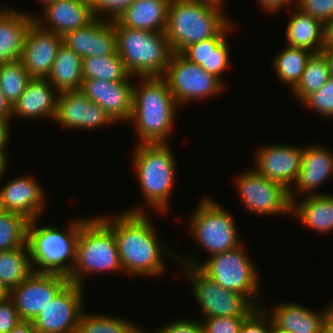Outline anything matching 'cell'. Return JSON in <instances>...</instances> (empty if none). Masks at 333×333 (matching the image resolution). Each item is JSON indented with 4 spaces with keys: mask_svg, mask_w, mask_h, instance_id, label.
Listing matches in <instances>:
<instances>
[{
    "mask_svg": "<svg viewBox=\"0 0 333 333\" xmlns=\"http://www.w3.org/2000/svg\"><path fill=\"white\" fill-rule=\"evenodd\" d=\"M146 213L143 206H137L112 217L99 216L114 233L122 270L126 275L157 277L166 269L164 253L172 255L174 261L177 259L176 253L157 235V229Z\"/></svg>",
    "mask_w": 333,
    "mask_h": 333,
    "instance_id": "obj_1",
    "label": "cell"
},
{
    "mask_svg": "<svg viewBox=\"0 0 333 333\" xmlns=\"http://www.w3.org/2000/svg\"><path fill=\"white\" fill-rule=\"evenodd\" d=\"M139 79L141 86L133 85L132 114L128 121L135 125L139 137L136 144L168 143L176 109L181 107L162 77Z\"/></svg>",
    "mask_w": 333,
    "mask_h": 333,
    "instance_id": "obj_2",
    "label": "cell"
},
{
    "mask_svg": "<svg viewBox=\"0 0 333 333\" xmlns=\"http://www.w3.org/2000/svg\"><path fill=\"white\" fill-rule=\"evenodd\" d=\"M222 11L198 0H171L165 34L172 53L215 37L231 21Z\"/></svg>",
    "mask_w": 333,
    "mask_h": 333,
    "instance_id": "obj_3",
    "label": "cell"
},
{
    "mask_svg": "<svg viewBox=\"0 0 333 333\" xmlns=\"http://www.w3.org/2000/svg\"><path fill=\"white\" fill-rule=\"evenodd\" d=\"M134 147L133 163L140 191L148 206L157 213H164L175 184L174 152L168 143L136 144Z\"/></svg>",
    "mask_w": 333,
    "mask_h": 333,
    "instance_id": "obj_4",
    "label": "cell"
},
{
    "mask_svg": "<svg viewBox=\"0 0 333 333\" xmlns=\"http://www.w3.org/2000/svg\"><path fill=\"white\" fill-rule=\"evenodd\" d=\"M113 271L123 272L114 233L98 216L88 218L78 232L69 281L84 287L85 275Z\"/></svg>",
    "mask_w": 333,
    "mask_h": 333,
    "instance_id": "obj_5",
    "label": "cell"
},
{
    "mask_svg": "<svg viewBox=\"0 0 333 333\" xmlns=\"http://www.w3.org/2000/svg\"><path fill=\"white\" fill-rule=\"evenodd\" d=\"M87 219H74L65 231L54 225L38 227L39 219L30 221L27 243L33 270L68 275L75 262L78 232Z\"/></svg>",
    "mask_w": 333,
    "mask_h": 333,
    "instance_id": "obj_6",
    "label": "cell"
},
{
    "mask_svg": "<svg viewBox=\"0 0 333 333\" xmlns=\"http://www.w3.org/2000/svg\"><path fill=\"white\" fill-rule=\"evenodd\" d=\"M117 53L131 76L162 77L172 55L165 32L114 26Z\"/></svg>",
    "mask_w": 333,
    "mask_h": 333,
    "instance_id": "obj_7",
    "label": "cell"
},
{
    "mask_svg": "<svg viewBox=\"0 0 333 333\" xmlns=\"http://www.w3.org/2000/svg\"><path fill=\"white\" fill-rule=\"evenodd\" d=\"M194 255L196 254L184 258L183 255L181 257L177 254L176 260L181 265L197 266L222 288L240 293L255 307H260L259 302H256L257 295L260 294L259 273L242 244L232 250L213 255L205 262L201 261V264Z\"/></svg>",
    "mask_w": 333,
    "mask_h": 333,
    "instance_id": "obj_8",
    "label": "cell"
},
{
    "mask_svg": "<svg viewBox=\"0 0 333 333\" xmlns=\"http://www.w3.org/2000/svg\"><path fill=\"white\" fill-rule=\"evenodd\" d=\"M215 201L204 197L189 218L192 238L210 257L242 244L233 216Z\"/></svg>",
    "mask_w": 333,
    "mask_h": 333,
    "instance_id": "obj_9",
    "label": "cell"
},
{
    "mask_svg": "<svg viewBox=\"0 0 333 333\" xmlns=\"http://www.w3.org/2000/svg\"><path fill=\"white\" fill-rule=\"evenodd\" d=\"M181 268L191 282L203 318L248 317L257 308L244 295L222 288L197 266L181 265Z\"/></svg>",
    "mask_w": 333,
    "mask_h": 333,
    "instance_id": "obj_10",
    "label": "cell"
},
{
    "mask_svg": "<svg viewBox=\"0 0 333 333\" xmlns=\"http://www.w3.org/2000/svg\"><path fill=\"white\" fill-rule=\"evenodd\" d=\"M162 78L180 107L225 90L224 80L188 61L180 53H172Z\"/></svg>",
    "mask_w": 333,
    "mask_h": 333,
    "instance_id": "obj_11",
    "label": "cell"
},
{
    "mask_svg": "<svg viewBox=\"0 0 333 333\" xmlns=\"http://www.w3.org/2000/svg\"><path fill=\"white\" fill-rule=\"evenodd\" d=\"M236 178L240 199L249 212L266 216L291 214L289 190L282 184L268 180L254 168Z\"/></svg>",
    "mask_w": 333,
    "mask_h": 333,
    "instance_id": "obj_12",
    "label": "cell"
},
{
    "mask_svg": "<svg viewBox=\"0 0 333 333\" xmlns=\"http://www.w3.org/2000/svg\"><path fill=\"white\" fill-rule=\"evenodd\" d=\"M66 274L34 271L10 290V298L22 321H33L69 283Z\"/></svg>",
    "mask_w": 333,
    "mask_h": 333,
    "instance_id": "obj_13",
    "label": "cell"
},
{
    "mask_svg": "<svg viewBox=\"0 0 333 333\" xmlns=\"http://www.w3.org/2000/svg\"><path fill=\"white\" fill-rule=\"evenodd\" d=\"M84 287L69 282L33 321L38 333H76Z\"/></svg>",
    "mask_w": 333,
    "mask_h": 333,
    "instance_id": "obj_14",
    "label": "cell"
},
{
    "mask_svg": "<svg viewBox=\"0 0 333 333\" xmlns=\"http://www.w3.org/2000/svg\"><path fill=\"white\" fill-rule=\"evenodd\" d=\"M302 152L303 148L296 145H262L255 152L256 165L253 168L268 180L290 190L300 171Z\"/></svg>",
    "mask_w": 333,
    "mask_h": 333,
    "instance_id": "obj_15",
    "label": "cell"
},
{
    "mask_svg": "<svg viewBox=\"0 0 333 333\" xmlns=\"http://www.w3.org/2000/svg\"><path fill=\"white\" fill-rule=\"evenodd\" d=\"M54 122L70 129H96L114 124L111 117L80 90L59 93Z\"/></svg>",
    "mask_w": 333,
    "mask_h": 333,
    "instance_id": "obj_16",
    "label": "cell"
},
{
    "mask_svg": "<svg viewBox=\"0 0 333 333\" xmlns=\"http://www.w3.org/2000/svg\"><path fill=\"white\" fill-rule=\"evenodd\" d=\"M133 85L131 81L84 79L80 91L115 123L128 122L132 114Z\"/></svg>",
    "mask_w": 333,
    "mask_h": 333,
    "instance_id": "obj_17",
    "label": "cell"
},
{
    "mask_svg": "<svg viewBox=\"0 0 333 333\" xmlns=\"http://www.w3.org/2000/svg\"><path fill=\"white\" fill-rule=\"evenodd\" d=\"M63 37L32 22L25 35L21 62L32 78H47Z\"/></svg>",
    "mask_w": 333,
    "mask_h": 333,
    "instance_id": "obj_18",
    "label": "cell"
},
{
    "mask_svg": "<svg viewBox=\"0 0 333 333\" xmlns=\"http://www.w3.org/2000/svg\"><path fill=\"white\" fill-rule=\"evenodd\" d=\"M63 44L82 59L95 56H108L117 50L113 20L95 17L84 27L67 32Z\"/></svg>",
    "mask_w": 333,
    "mask_h": 333,
    "instance_id": "obj_19",
    "label": "cell"
},
{
    "mask_svg": "<svg viewBox=\"0 0 333 333\" xmlns=\"http://www.w3.org/2000/svg\"><path fill=\"white\" fill-rule=\"evenodd\" d=\"M34 176L20 175L0 188L5 211L24 216L29 221L39 219L45 211V193Z\"/></svg>",
    "mask_w": 333,
    "mask_h": 333,
    "instance_id": "obj_20",
    "label": "cell"
},
{
    "mask_svg": "<svg viewBox=\"0 0 333 333\" xmlns=\"http://www.w3.org/2000/svg\"><path fill=\"white\" fill-rule=\"evenodd\" d=\"M333 177V152L322 145H309L303 147L302 163L298 177L289 190L290 200L298 199L302 194L317 195L318 187ZM295 188V189H293ZM315 191V192H314ZM299 193V194H298Z\"/></svg>",
    "mask_w": 333,
    "mask_h": 333,
    "instance_id": "obj_21",
    "label": "cell"
},
{
    "mask_svg": "<svg viewBox=\"0 0 333 333\" xmlns=\"http://www.w3.org/2000/svg\"><path fill=\"white\" fill-rule=\"evenodd\" d=\"M43 10L42 17L34 16V22L60 36L84 27L95 18L89 0H59Z\"/></svg>",
    "mask_w": 333,
    "mask_h": 333,
    "instance_id": "obj_22",
    "label": "cell"
},
{
    "mask_svg": "<svg viewBox=\"0 0 333 333\" xmlns=\"http://www.w3.org/2000/svg\"><path fill=\"white\" fill-rule=\"evenodd\" d=\"M232 26H234L233 23L229 22L215 37L190 44L180 54L222 81V73L230 64V45L227 42V34L234 28Z\"/></svg>",
    "mask_w": 333,
    "mask_h": 333,
    "instance_id": "obj_23",
    "label": "cell"
},
{
    "mask_svg": "<svg viewBox=\"0 0 333 333\" xmlns=\"http://www.w3.org/2000/svg\"><path fill=\"white\" fill-rule=\"evenodd\" d=\"M59 92L47 78H32L27 88L12 107V117L19 119H52L56 116Z\"/></svg>",
    "mask_w": 333,
    "mask_h": 333,
    "instance_id": "obj_24",
    "label": "cell"
},
{
    "mask_svg": "<svg viewBox=\"0 0 333 333\" xmlns=\"http://www.w3.org/2000/svg\"><path fill=\"white\" fill-rule=\"evenodd\" d=\"M171 0H134L113 20L114 26L165 32Z\"/></svg>",
    "mask_w": 333,
    "mask_h": 333,
    "instance_id": "obj_25",
    "label": "cell"
},
{
    "mask_svg": "<svg viewBox=\"0 0 333 333\" xmlns=\"http://www.w3.org/2000/svg\"><path fill=\"white\" fill-rule=\"evenodd\" d=\"M34 14L20 12L17 9H0V63L20 60L25 35Z\"/></svg>",
    "mask_w": 333,
    "mask_h": 333,
    "instance_id": "obj_26",
    "label": "cell"
},
{
    "mask_svg": "<svg viewBox=\"0 0 333 333\" xmlns=\"http://www.w3.org/2000/svg\"><path fill=\"white\" fill-rule=\"evenodd\" d=\"M274 307L270 315L278 327L291 333H324L329 304L322 312L293 302H281Z\"/></svg>",
    "mask_w": 333,
    "mask_h": 333,
    "instance_id": "obj_27",
    "label": "cell"
},
{
    "mask_svg": "<svg viewBox=\"0 0 333 333\" xmlns=\"http://www.w3.org/2000/svg\"><path fill=\"white\" fill-rule=\"evenodd\" d=\"M303 198L301 201L291 200V215L320 234L333 231V194H314Z\"/></svg>",
    "mask_w": 333,
    "mask_h": 333,
    "instance_id": "obj_28",
    "label": "cell"
},
{
    "mask_svg": "<svg viewBox=\"0 0 333 333\" xmlns=\"http://www.w3.org/2000/svg\"><path fill=\"white\" fill-rule=\"evenodd\" d=\"M287 45L315 53L323 50L324 24L295 7L286 26Z\"/></svg>",
    "mask_w": 333,
    "mask_h": 333,
    "instance_id": "obj_29",
    "label": "cell"
},
{
    "mask_svg": "<svg viewBox=\"0 0 333 333\" xmlns=\"http://www.w3.org/2000/svg\"><path fill=\"white\" fill-rule=\"evenodd\" d=\"M47 80L59 93L79 91L83 82L82 58L62 43Z\"/></svg>",
    "mask_w": 333,
    "mask_h": 333,
    "instance_id": "obj_30",
    "label": "cell"
},
{
    "mask_svg": "<svg viewBox=\"0 0 333 333\" xmlns=\"http://www.w3.org/2000/svg\"><path fill=\"white\" fill-rule=\"evenodd\" d=\"M314 53L292 46H285L282 51L275 54L273 58V68L278 80L285 85H289L291 91L301 80L307 62Z\"/></svg>",
    "mask_w": 333,
    "mask_h": 333,
    "instance_id": "obj_31",
    "label": "cell"
},
{
    "mask_svg": "<svg viewBox=\"0 0 333 333\" xmlns=\"http://www.w3.org/2000/svg\"><path fill=\"white\" fill-rule=\"evenodd\" d=\"M33 272L28 243L19 248L0 251V281L9 290L18 286Z\"/></svg>",
    "mask_w": 333,
    "mask_h": 333,
    "instance_id": "obj_32",
    "label": "cell"
},
{
    "mask_svg": "<svg viewBox=\"0 0 333 333\" xmlns=\"http://www.w3.org/2000/svg\"><path fill=\"white\" fill-rule=\"evenodd\" d=\"M84 79H100L105 81H131V75L117 50L108 56H95L82 59Z\"/></svg>",
    "mask_w": 333,
    "mask_h": 333,
    "instance_id": "obj_33",
    "label": "cell"
},
{
    "mask_svg": "<svg viewBox=\"0 0 333 333\" xmlns=\"http://www.w3.org/2000/svg\"><path fill=\"white\" fill-rule=\"evenodd\" d=\"M330 77L329 63L325 55L313 54L307 62L301 80L292 90L300 103L312 92L325 85Z\"/></svg>",
    "mask_w": 333,
    "mask_h": 333,
    "instance_id": "obj_34",
    "label": "cell"
},
{
    "mask_svg": "<svg viewBox=\"0 0 333 333\" xmlns=\"http://www.w3.org/2000/svg\"><path fill=\"white\" fill-rule=\"evenodd\" d=\"M139 327L126 318L82 311L76 333H134Z\"/></svg>",
    "mask_w": 333,
    "mask_h": 333,
    "instance_id": "obj_35",
    "label": "cell"
},
{
    "mask_svg": "<svg viewBox=\"0 0 333 333\" xmlns=\"http://www.w3.org/2000/svg\"><path fill=\"white\" fill-rule=\"evenodd\" d=\"M31 79L21 60L0 63V89L12 107Z\"/></svg>",
    "mask_w": 333,
    "mask_h": 333,
    "instance_id": "obj_36",
    "label": "cell"
},
{
    "mask_svg": "<svg viewBox=\"0 0 333 333\" xmlns=\"http://www.w3.org/2000/svg\"><path fill=\"white\" fill-rule=\"evenodd\" d=\"M29 222L22 215L5 210L0 212V251L26 245Z\"/></svg>",
    "mask_w": 333,
    "mask_h": 333,
    "instance_id": "obj_37",
    "label": "cell"
},
{
    "mask_svg": "<svg viewBox=\"0 0 333 333\" xmlns=\"http://www.w3.org/2000/svg\"><path fill=\"white\" fill-rule=\"evenodd\" d=\"M301 103L327 119L333 118V77L330 76L325 85L309 94Z\"/></svg>",
    "mask_w": 333,
    "mask_h": 333,
    "instance_id": "obj_38",
    "label": "cell"
},
{
    "mask_svg": "<svg viewBox=\"0 0 333 333\" xmlns=\"http://www.w3.org/2000/svg\"><path fill=\"white\" fill-rule=\"evenodd\" d=\"M247 317H209L202 319L204 333H239Z\"/></svg>",
    "mask_w": 333,
    "mask_h": 333,
    "instance_id": "obj_39",
    "label": "cell"
},
{
    "mask_svg": "<svg viewBox=\"0 0 333 333\" xmlns=\"http://www.w3.org/2000/svg\"><path fill=\"white\" fill-rule=\"evenodd\" d=\"M295 7L323 24L333 19V0H297Z\"/></svg>",
    "mask_w": 333,
    "mask_h": 333,
    "instance_id": "obj_40",
    "label": "cell"
},
{
    "mask_svg": "<svg viewBox=\"0 0 333 333\" xmlns=\"http://www.w3.org/2000/svg\"><path fill=\"white\" fill-rule=\"evenodd\" d=\"M134 0H89L95 17L114 20ZM103 14H108L107 16ZM104 16V17H103Z\"/></svg>",
    "mask_w": 333,
    "mask_h": 333,
    "instance_id": "obj_41",
    "label": "cell"
},
{
    "mask_svg": "<svg viewBox=\"0 0 333 333\" xmlns=\"http://www.w3.org/2000/svg\"><path fill=\"white\" fill-rule=\"evenodd\" d=\"M267 315L261 307L256 308L243 321L239 333H271L273 320L270 315Z\"/></svg>",
    "mask_w": 333,
    "mask_h": 333,
    "instance_id": "obj_42",
    "label": "cell"
},
{
    "mask_svg": "<svg viewBox=\"0 0 333 333\" xmlns=\"http://www.w3.org/2000/svg\"><path fill=\"white\" fill-rule=\"evenodd\" d=\"M155 333H204L201 321L187 318H177L164 326L159 327Z\"/></svg>",
    "mask_w": 333,
    "mask_h": 333,
    "instance_id": "obj_43",
    "label": "cell"
},
{
    "mask_svg": "<svg viewBox=\"0 0 333 333\" xmlns=\"http://www.w3.org/2000/svg\"><path fill=\"white\" fill-rule=\"evenodd\" d=\"M21 318L10 297L0 301V333H9L21 322Z\"/></svg>",
    "mask_w": 333,
    "mask_h": 333,
    "instance_id": "obj_44",
    "label": "cell"
},
{
    "mask_svg": "<svg viewBox=\"0 0 333 333\" xmlns=\"http://www.w3.org/2000/svg\"><path fill=\"white\" fill-rule=\"evenodd\" d=\"M297 2V0H257L259 2V7L263 8V11H266V13H276L278 10H281L282 8H287L289 2Z\"/></svg>",
    "mask_w": 333,
    "mask_h": 333,
    "instance_id": "obj_45",
    "label": "cell"
},
{
    "mask_svg": "<svg viewBox=\"0 0 333 333\" xmlns=\"http://www.w3.org/2000/svg\"><path fill=\"white\" fill-rule=\"evenodd\" d=\"M11 119H0V152H7L6 147L8 145L9 139L11 138L10 129Z\"/></svg>",
    "mask_w": 333,
    "mask_h": 333,
    "instance_id": "obj_46",
    "label": "cell"
},
{
    "mask_svg": "<svg viewBox=\"0 0 333 333\" xmlns=\"http://www.w3.org/2000/svg\"><path fill=\"white\" fill-rule=\"evenodd\" d=\"M333 48V19L324 24L323 49Z\"/></svg>",
    "mask_w": 333,
    "mask_h": 333,
    "instance_id": "obj_47",
    "label": "cell"
},
{
    "mask_svg": "<svg viewBox=\"0 0 333 333\" xmlns=\"http://www.w3.org/2000/svg\"><path fill=\"white\" fill-rule=\"evenodd\" d=\"M12 119V106L0 89V119Z\"/></svg>",
    "mask_w": 333,
    "mask_h": 333,
    "instance_id": "obj_48",
    "label": "cell"
},
{
    "mask_svg": "<svg viewBox=\"0 0 333 333\" xmlns=\"http://www.w3.org/2000/svg\"><path fill=\"white\" fill-rule=\"evenodd\" d=\"M9 333H38L32 321H21Z\"/></svg>",
    "mask_w": 333,
    "mask_h": 333,
    "instance_id": "obj_49",
    "label": "cell"
},
{
    "mask_svg": "<svg viewBox=\"0 0 333 333\" xmlns=\"http://www.w3.org/2000/svg\"><path fill=\"white\" fill-rule=\"evenodd\" d=\"M324 333H333V302L327 310Z\"/></svg>",
    "mask_w": 333,
    "mask_h": 333,
    "instance_id": "obj_50",
    "label": "cell"
},
{
    "mask_svg": "<svg viewBox=\"0 0 333 333\" xmlns=\"http://www.w3.org/2000/svg\"><path fill=\"white\" fill-rule=\"evenodd\" d=\"M7 152H0V180L4 179L3 176L5 175V171H7L6 169H8V156H7Z\"/></svg>",
    "mask_w": 333,
    "mask_h": 333,
    "instance_id": "obj_51",
    "label": "cell"
},
{
    "mask_svg": "<svg viewBox=\"0 0 333 333\" xmlns=\"http://www.w3.org/2000/svg\"><path fill=\"white\" fill-rule=\"evenodd\" d=\"M322 53L325 55V57L328 60L330 76L333 77V48H324L322 50Z\"/></svg>",
    "mask_w": 333,
    "mask_h": 333,
    "instance_id": "obj_52",
    "label": "cell"
},
{
    "mask_svg": "<svg viewBox=\"0 0 333 333\" xmlns=\"http://www.w3.org/2000/svg\"><path fill=\"white\" fill-rule=\"evenodd\" d=\"M10 297V290L0 281V301Z\"/></svg>",
    "mask_w": 333,
    "mask_h": 333,
    "instance_id": "obj_53",
    "label": "cell"
},
{
    "mask_svg": "<svg viewBox=\"0 0 333 333\" xmlns=\"http://www.w3.org/2000/svg\"><path fill=\"white\" fill-rule=\"evenodd\" d=\"M271 333H291L285 329H282L280 327H278L274 322L272 323L271 326Z\"/></svg>",
    "mask_w": 333,
    "mask_h": 333,
    "instance_id": "obj_54",
    "label": "cell"
},
{
    "mask_svg": "<svg viewBox=\"0 0 333 333\" xmlns=\"http://www.w3.org/2000/svg\"><path fill=\"white\" fill-rule=\"evenodd\" d=\"M198 1L209 3V4L223 8L222 4H223L224 0H198Z\"/></svg>",
    "mask_w": 333,
    "mask_h": 333,
    "instance_id": "obj_55",
    "label": "cell"
},
{
    "mask_svg": "<svg viewBox=\"0 0 333 333\" xmlns=\"http://www.w3.org/2000/svg\"><path fill=\"white\" fill-rule=\"evenodd\" d=\"M40 2V0H38ZM59 0H41L42 4H43V7L51 4V3H54V2H57Z\"/></svg>",
    "mask_w": 333,
    "mask_h": 333,
    "instance_id": "obj_56",
    "label": "cell"
},
{
    "mask_svg": "<svg viewBox=\"0 0 333 333\" xmlns=\"http://www.w3.org/2000/svg\"><path fill=\"white\" fill-rule=\"evenodd\" d=\"M134 333H147L146 331H144L143 328H141V326H139ZM155 333V332H154Z\"/></svg>",
    "mask_w": 333,
    "mask_h": 333,
    "instance_id": "obj_57",
    "label": "cell"
},
{
    "mask_svg": "<svg viewBox=\"0 0 333 333\" xmlns=\"http://www.w3.org/2000/svg\"><path fill=\"white\" fill-rule=\"evenodd\" d=\"M4 209L2 207V200H1V192H0V212H2Z\"/></svg>",
    "mask_w": 333,
    "mask_h": 333,
    "instance_id": "obj_58",
    "label": "cell"
}]
</instances>
